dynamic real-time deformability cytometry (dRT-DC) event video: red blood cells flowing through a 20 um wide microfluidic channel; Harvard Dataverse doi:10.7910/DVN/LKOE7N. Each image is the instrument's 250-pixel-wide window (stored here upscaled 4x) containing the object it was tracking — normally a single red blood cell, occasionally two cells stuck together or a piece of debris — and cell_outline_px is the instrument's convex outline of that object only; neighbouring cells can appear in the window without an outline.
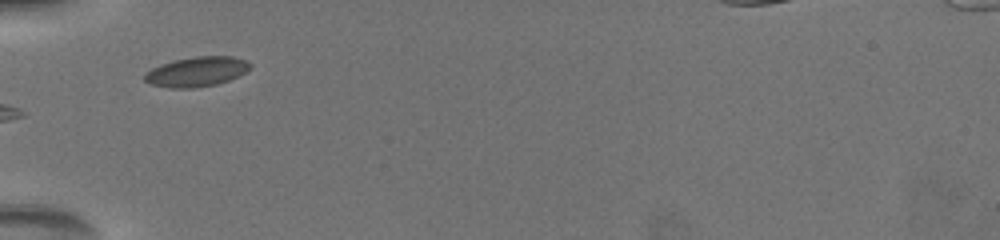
{"species": "common noctule bat (a hibernating species)", "species_latin": "Nyctalus noctula", "temperature_condition": "warm", "stored_images_in_passage": 17, "camera_frame_rate_fps": 3000, "um_per_image_px": 0.085, "animal": {"sex": "female", "body_mass_g": 19.5, "forearm_length_mm": 54.1}, "frame": {"image": 1, "passage_image": 1, "time_ms": 0.0, "image_size_px": [1000, 240], "cell_outline_px": [[252, 64], [244, 72], [228, 80], [216, 84], [192, 88], [172, 88], [152, 84], [144, 80], [144, 72], [160, 64], [172, 60], [196, 56], [232, 56], [244, 60]], "centroid_in_image_um": [16.66, 6.08], "position_along_channel_um": 68.3, "area_um2": 18.15}, "authors_computed_cell_mechanics": {"area_um2": 19.074, "velocity_mm_per_s": 3.7235, "shape_relaxation_time_tau1_ms": 2.3095, "shape_relaxation_time_tau2_ms": 3.472, "deformation_change_tau1": 0.0791, "deformation_change_tau2": 0.1159}}